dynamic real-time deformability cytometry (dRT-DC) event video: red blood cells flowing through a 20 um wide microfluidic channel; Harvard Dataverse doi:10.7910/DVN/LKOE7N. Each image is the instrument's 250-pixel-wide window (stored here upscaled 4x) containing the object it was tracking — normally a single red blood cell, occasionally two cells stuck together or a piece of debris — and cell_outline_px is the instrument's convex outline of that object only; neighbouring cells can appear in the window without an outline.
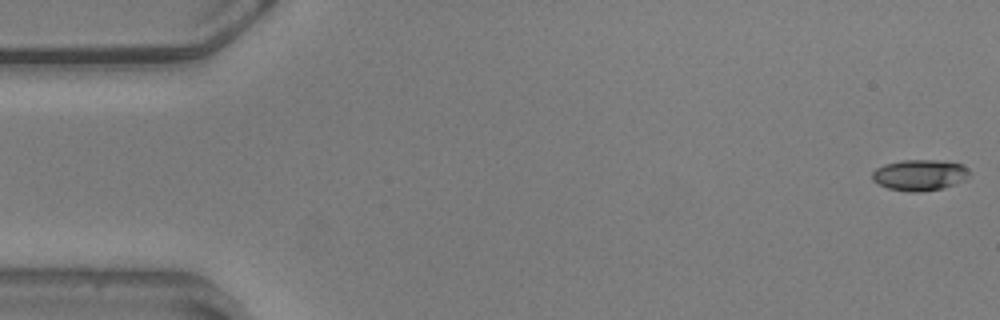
{"species": "common noctule bat (a hibernating species)", "species_latin": "Nyctalus noctula", "temperature_condition": "warm", "stored_images_in_passage": 56, "camera_frame_rate_fps": 3000, "um_per_image_px": 0.085, "animal": {"sex": "male", "body_mass_g": 20.5, "forearm_length_mm": 52.5}, "frame": {"image": 1, "passage_image": 1, "time_ms": 0.0, "image_size_px": [1000, 320], "cell_outline_px": [[972, 172], [964, 180], [944, 188], [920, 192], [908, 192], [888, 188], [872, 180], [872, 172], [876, 168], [884, 164], [904, 160], [936, 160], [960, 164], [968, 168]], "centroid_in_image_um": [78.18, 14.88], "position_along_channel_um": 6.8, "area_um2": 17.57}}
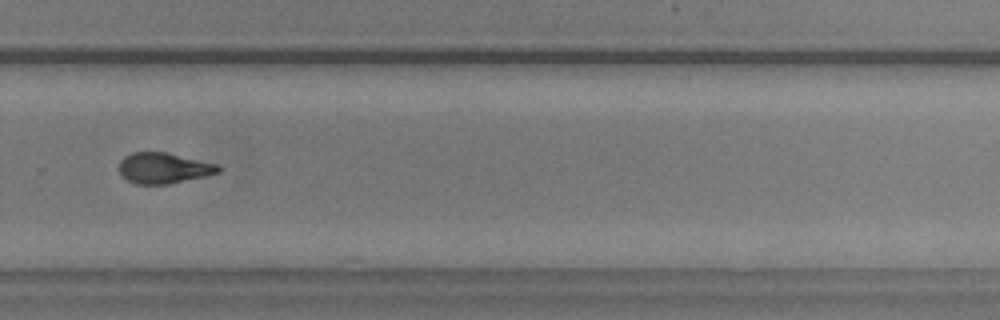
{"frame": {"image": 2, "passage_image": 38, "time_ms": 12.333, "image_size_px": [1000, 320], "cell_outline_px": [[220, 172], [204, 176], [168, 184], [136, 184], [128, 180], [120, 172], [120, 160], [124, 156], [132, 152], [168, 152], [220, 164]], "centroid_in_image_um": [13.94, 14.27], "position_along_channel_um": 315.9, "area_um2": 17.8}}
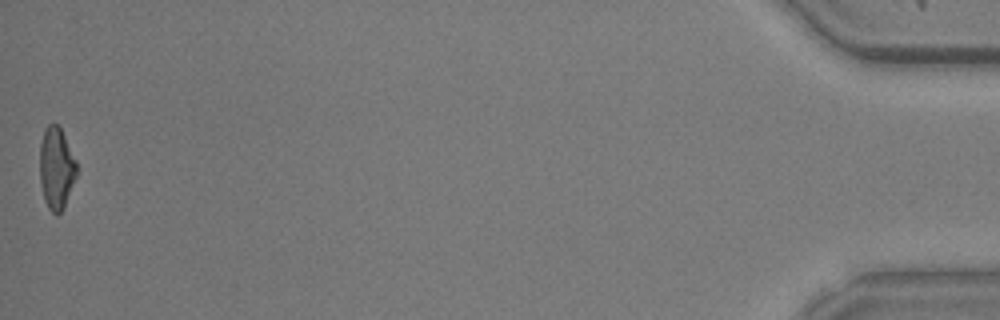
{"frame": {"image": 3, "passage_image": 56, "time_ms": 18.333, "image_size_px": [1000, 320], "cell_outline_px": [[76, 176], [64, 208], [56, 216], [48, 208], [44, 200], [40, 180], [40, 144], [44, 128], [48, 124], [56, 124], [60, 128], [76, 160]], "centroid_in_image_um": [4.77, 14.31], "position_along_channel_um": 430.4, "area_um2": 17.51}, "authors_computed_cell_mechanics": {"area_um2": 17.9758, "velocity_mm_per_s": 3.604, "shape_relaxation_time_tau1_ms": 3.1476, "shape_relaxation_time_tau2_ms": 2.7143, "deformation_change_tau1": 0.1476, "deformation_change_tau2": 0.1097}}